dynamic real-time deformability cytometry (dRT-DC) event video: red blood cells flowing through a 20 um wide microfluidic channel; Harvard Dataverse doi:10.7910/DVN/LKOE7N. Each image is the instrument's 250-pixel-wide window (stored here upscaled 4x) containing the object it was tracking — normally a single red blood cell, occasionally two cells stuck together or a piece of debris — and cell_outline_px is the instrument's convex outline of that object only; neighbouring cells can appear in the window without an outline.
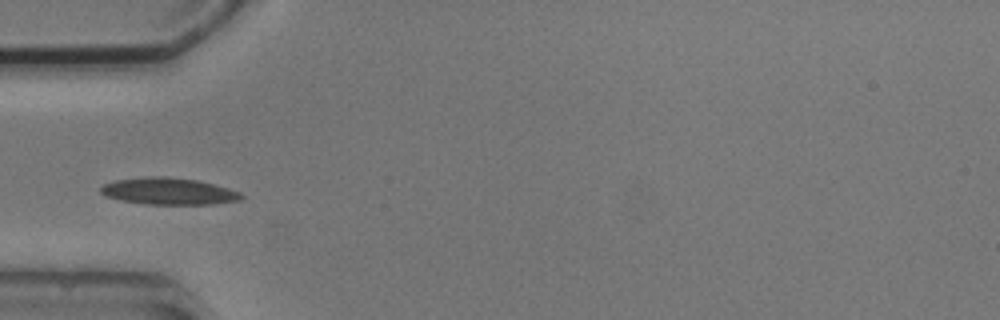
{"species": "common noctule bat (a hibernating species)", "species_latin": "Nyctalus noctula", "temperature_condition": "cold", "stored_images_in_passage": 3, "camera_frame_rate_fps": 3000, "um_per_image_px": 0.085, "animal": {"sex": "male", "body_mass_g": 20.5, "forearm_length_mm": 52.5}, "frame": {"image": 1, "passage_image": 3, "time_ms": 2.667, "image_size_px": [1000, 320], "cell_outline_px": [[244, 196], [240, 200], [212, 204], [144, 204], [120, 200], [104, 196], [100, 192], [100, 188], [104, 184], [116, 180], [152, 176], [168, 176], [196, 180], [228, 188], [240, 192]], "centroid_in_image_um": [14.31, 16.26], "position_along_channel_um": 70.7, "area_um2": 21.91}}